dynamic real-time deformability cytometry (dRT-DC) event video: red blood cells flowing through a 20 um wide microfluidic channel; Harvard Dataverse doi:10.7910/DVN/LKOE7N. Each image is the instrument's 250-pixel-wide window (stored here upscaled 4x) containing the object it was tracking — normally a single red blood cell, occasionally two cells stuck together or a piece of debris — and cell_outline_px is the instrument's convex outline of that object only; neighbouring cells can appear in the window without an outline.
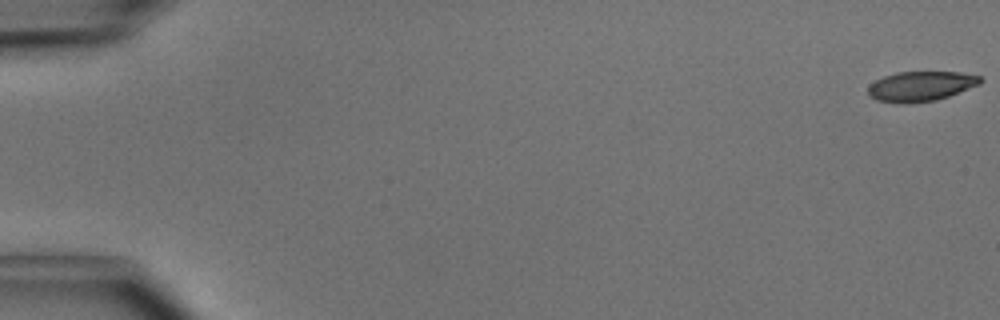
{"species": "common noctule bat (a hibernating species)", "species_latin": "Nyctalus noctula", "temperature_condition": "cold", "stored_images_in_passage": 8, "camera_frame_rate_fps": 3000, "um_per_image_px": 0.085, "animal": {"sex": "male", "body_mass_g": 15.6}, "frame": {"image": 1, "passage_image": 1, "time_ms": 0.0, "image_size_px": [1000, 320], "cell_outline_px": [[984, 80], [980, 84], [948, 96], [936, 100], [908, 104], [900, 104], [876, 100], [868, 96], [868, 84], [884, 76], [896, 72], [960, 72], [980, 76]], "centroid_in_image_um": [78.23, 7.34], "position_along_channel_um": 6.8, "area_um2": 19.77}}